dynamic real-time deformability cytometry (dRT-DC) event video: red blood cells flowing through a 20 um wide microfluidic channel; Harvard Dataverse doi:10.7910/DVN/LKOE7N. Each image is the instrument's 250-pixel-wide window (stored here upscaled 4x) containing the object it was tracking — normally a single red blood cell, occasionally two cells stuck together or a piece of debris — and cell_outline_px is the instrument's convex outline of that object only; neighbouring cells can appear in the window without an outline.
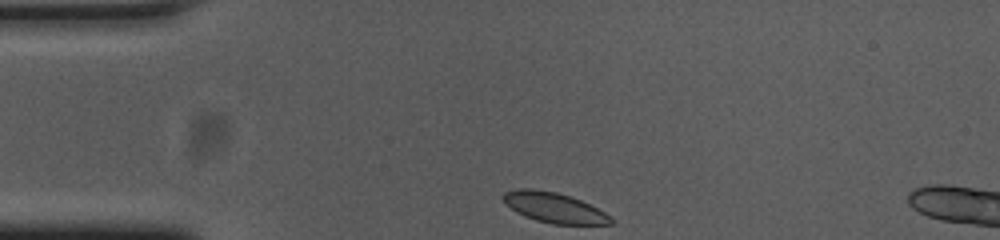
{"species": "common noctule bat (a hibernating species)", "species_latin": "Nyctalus noctula", "temperature_condition": "cold", "stored_images_in_passage": 4, "camera_frame_rate_fps": 3000, "um_per_image_px": 0.085, "animal": {"sex": "female", "body_mass_g": 23.0, "forearm_length_mm": 53.4}, "frame": {"image": 1, "passage_image": 1, "time_ms": 0.0, "image_size_px": [1000, 240], "cell_outline_px": [[616, 224], [552, 224], [536, 220], [524, 216], [516, 212], [504, 204], [500, 196], [504, 192], [516, 188], [532, 188], [556, 192], [580, 200], [604, 212], [616, 220]], "centroid_in_image_um": [47.05, 17.64], "position_along_channel_um": 37.9, "area_um2": 19.13}}